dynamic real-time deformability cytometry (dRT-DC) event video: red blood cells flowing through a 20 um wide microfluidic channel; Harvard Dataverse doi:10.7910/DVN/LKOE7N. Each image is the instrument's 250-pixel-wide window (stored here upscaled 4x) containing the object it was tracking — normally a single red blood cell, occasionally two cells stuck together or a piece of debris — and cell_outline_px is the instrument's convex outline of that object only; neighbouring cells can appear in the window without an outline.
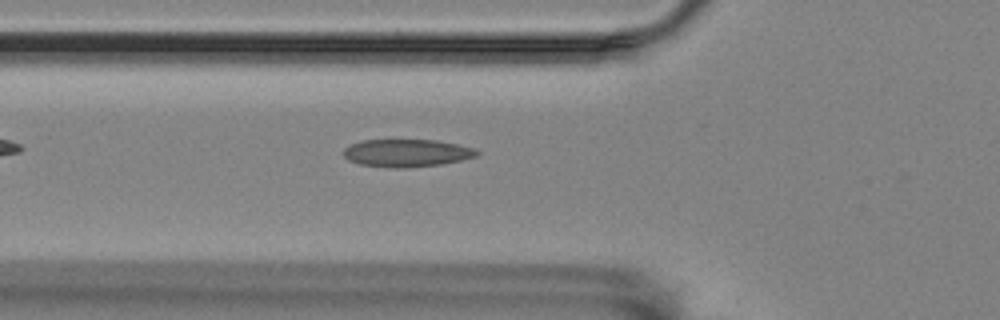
{"species": "Egyptian fruit bat (a non-hibernating species)", "species_latin": "Rousettus aegyptiacus", "temperature_condition": "room temperature", "stored_images_in_passage": 40, "camera_frame_rate_fps": 3000, "um_per_image_px": 0.085, "animal": {"sex": "female"}, "frame": {"image": 1, "passage_image": 3, "time_ms": 0.667, "image_size_px": [1000, 320], "cell_outline_px": [[480, 152], [476, 156], [444, 164], [404, 168], [392, 168], [360, 164], [348, 160], [344, 156], [344, 148], [348, 144], [364, 140], [436, 140], [456, 144], [472, 148]], "centroid_in_image_um": [34.54, 13.01], "position_along_channel_um": 91.3, "area_um2": 21.44}}
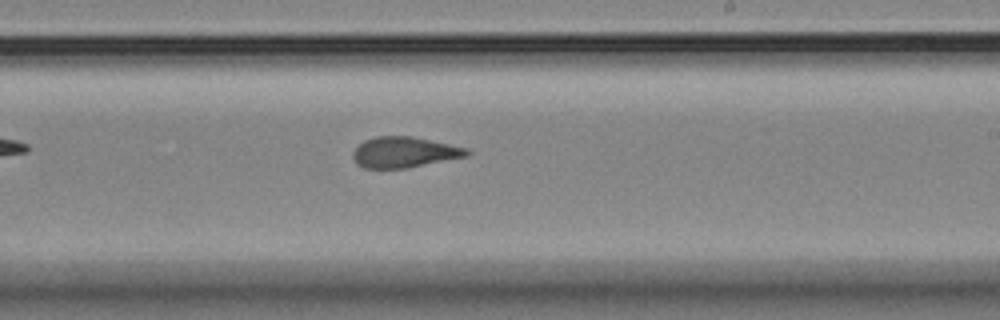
{"frame": {"image": 2, "passage_image": 17, "time_ms": 5.333, "image_size_px": [1000, 320], "cell_outline_px": [[472, 152], [468, 156], [408, 168], [364, 168], [356, 164], [352, 156], [352, 152], [364, 140], [376, 136], [412, 136], [468, 148]], "centroid_in_image_um": [34.37, 12.94], "position_along_channel_um": 254.6, "area_um2": 20.52}}
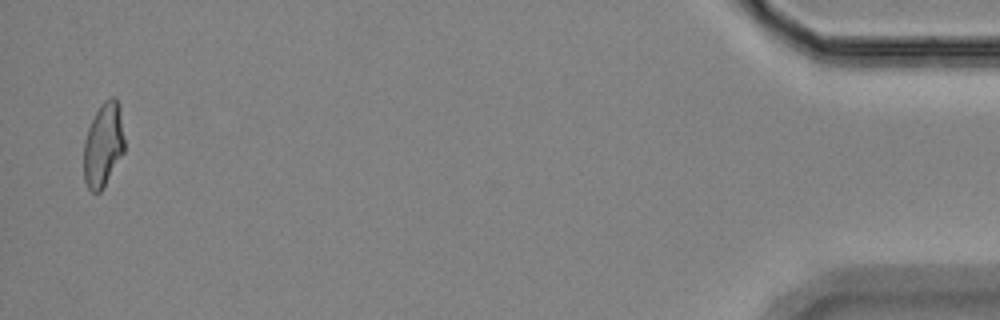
{"frame": {"image": 3, "passage_image": 39, "time_ms": 12.667, "image_size_px": [1000, 320], "cell_outline_px": [[124, 152], [100, 192], [92, 192], [88, 188], [84, 180], [84, 144], [88, 128], [100, 104], [104, 100], [112, 96], [116, 96], [120, 108], [124, 140]], "centroid_in_image_um": [8.78, 12.28], "position_along_channel_um": 426.4, "area_um2": 19.83}, "authors_computed_cell_mechanics": {"area_um2": 20.6346, "velocity_mm_per_s": 3.4889, "shape_relaxation_time_tau1_ms": null, "shape_relaxation_time_tau2_ms": 2.094, "deformation_change_tau1": null, "deformation_change_tau2": 0.0973}}